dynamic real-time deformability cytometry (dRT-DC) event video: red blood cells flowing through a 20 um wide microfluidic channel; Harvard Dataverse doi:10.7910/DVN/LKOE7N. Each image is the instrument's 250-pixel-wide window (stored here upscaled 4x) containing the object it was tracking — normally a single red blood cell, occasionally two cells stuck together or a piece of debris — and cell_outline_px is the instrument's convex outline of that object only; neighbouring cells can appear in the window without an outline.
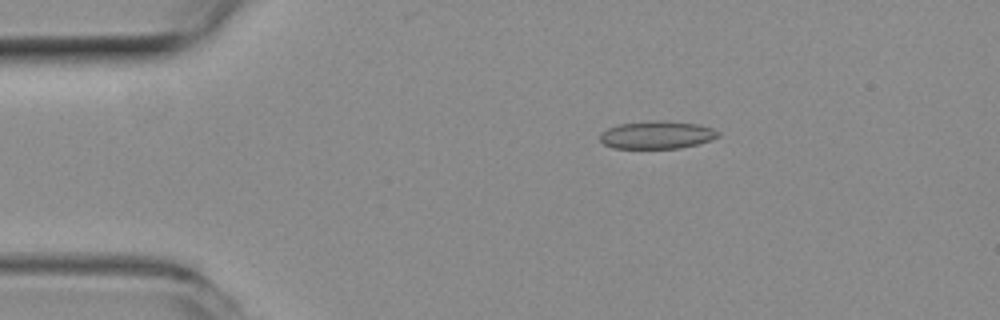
{"species": "common noctule bat (a hibernating species)", "species_latin": "Nyctalus noctula", "temperature_condition": "room temperature", "stored_images_in_passage": 50, "camera_frame_rate_fps": 3000, "um_per_image_px": 0.085, "animal": {"sex": "female", "body_mass_g": 19.3, "forearm_length_mm": 54.1}, "frame": {"image": 1, "passage_image": 8, "time_ms": 2.333, "image_size_px": [1000, 320], "cell_outline_px": [[720, 136], [696, 144], [680, 148], [612, 148], [604, 144], [600, 140], [600, 132], [608, 128], [620, 124], [656, 120], [660, 120], [696, 124], [712, 128], [720, 132]], "centroid_in_image_um": [55.81, 11.47], "position_along_channel_um": 29.2, "area_um2": 18.96}}
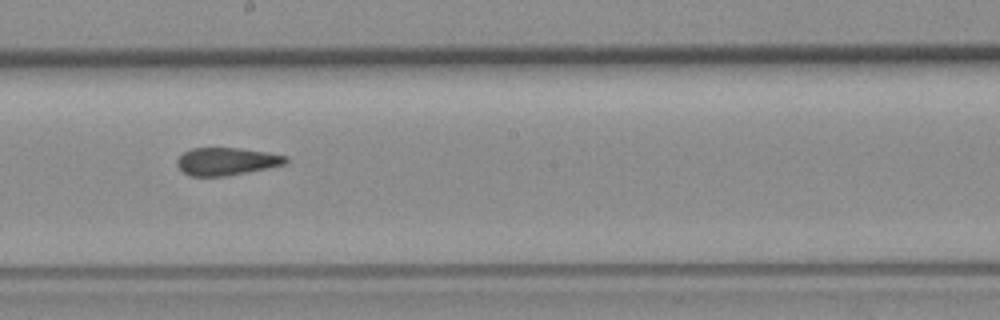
{"frame": {"image": 2, "passage_image": 27, "time_ms": 8.667, "image_size_px": [1000, 320], "cell_outline_px": [[288, 164], [268, 168], [224, 176], [188, 176], [176, 164], [176, 160], [184, 152], [192, 148], [236, 148], [264, 152], [288, 156]], "centroid_in_image_um": [19.26, 13.72], "position_along_channel_um": 228.9, "area_um2": 17.4}}
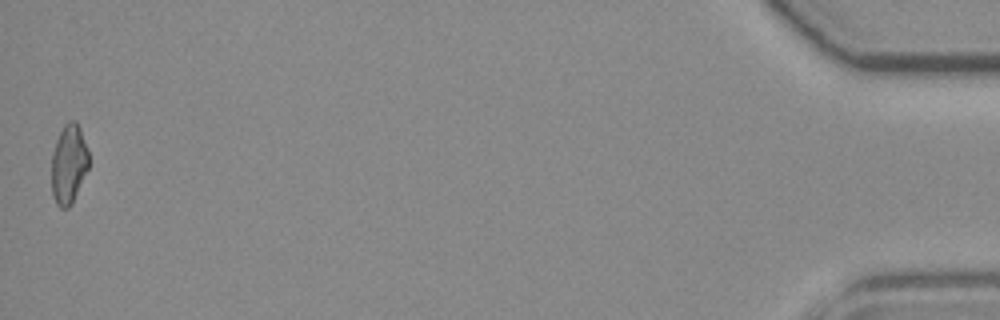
{"frame": {"image": 3, "passage_image": 50, "time_ms": 16.333, "image_size_px": [1000, 320], "cell_outline_px": [[88, 168], [72, 204], [68, 208], [60, 208], [56, 204], [52, 196], [52, 152], [56, 140], [64, 124], [68, 120], [76, 120], [80, 128], [88, 152]], "centroid_in_image_um": [5.83, 13.95], "position_along_channel_um": 429.4, "area_um2": 17.22}, "authors_computed_cell_mechanics": {"area_um2": 18.5249, "velocity_mm_per_s": 3.9612, "shape_relaxation_time_tau1_ms": null, "shape_relaxation_time_tau2_ms": 2.4445, "deformation_change_tau1": null, "deformation_change_tau2": 0.102}}